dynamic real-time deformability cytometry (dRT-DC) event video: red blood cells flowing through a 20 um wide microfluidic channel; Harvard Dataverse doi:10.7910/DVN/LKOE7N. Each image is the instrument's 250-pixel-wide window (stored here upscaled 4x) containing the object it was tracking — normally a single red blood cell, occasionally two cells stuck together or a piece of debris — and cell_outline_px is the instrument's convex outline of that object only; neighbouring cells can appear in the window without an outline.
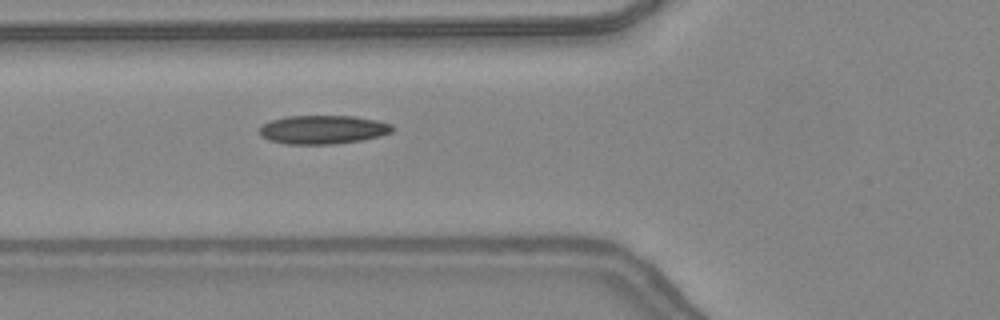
{"species": "common noctule bat (a hibernating species)", "species_latin": "Nyctalus noctula", "temperature_condition": "warm", "stored_images_in_passage": 43, "camera_frame_rate_fps": 3000, "um_per_image_px": 0.085, "animal": {"sex": "female", "body_mass_g": 24.6, "forearm_length_mm": 56.2}, "frame": {"image": 1, "passage_image": 14, "time_ms": 4.333, "image_size_px": [1000, 320], "cell_outline_px": [[396, 128], [392, 132], [380, 136], [360, 140], [332, 144], [284, 144], [268, 140], [260, 136], [260, 128], [264, 124], [272, 120], [288, 116], [356, 116], [376, 120], [392, 124]], "centroid_in_image_um": [27.47, 11.02], "position_along_channel_um": 98.3, "area_um2": 22.25}}
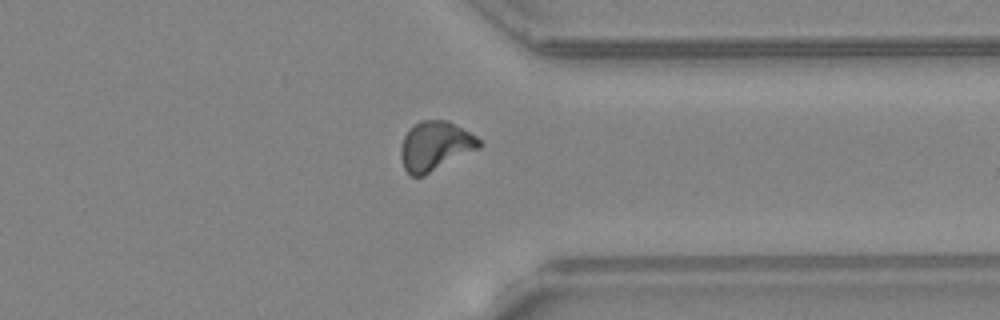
{"frame": {"image": 2, "passage_image": 33, "time_ms": 10.667, "image_size_px": [1000, 320], "cell_outline_px": [[484, 144], [480, 148], [424, 176], [412, 176], [404, 168], [400, 156], [400, 148], [404, 136], [420, 120], [448, 120], [476, 136]], "centroid_in_image_um": [37.01, 12.42], "position_along_channel_um": 374.4, "area_um2": 22.48}}
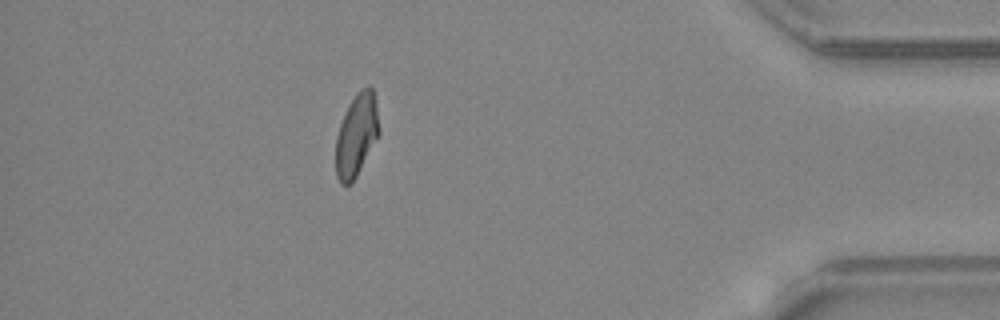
{"frame": {"image": 3, "passage_image": 38, "time_ms": 12.333, "image_size_px": [1000, 320], "cell_outline_px": [[380, 132], [352, 184], [340, 184], [336, 176], [336, 136], [340, 124], [348, 104], [356, 92], [368, 84], [372, 88], [376, 104], [380, 128]], "centroid_in_image_um": [30.3, 11.46], "position_along_channel_um": 404.9, "area_um2": 20.87}, "authors_computed_cell_mechanics": {"area_um2": 21.2704, "velocity_mm_per_s": 4.3933, "shape_relaxation_time_tau1_ms": null, "shape_relaxation_time_tau2_ms": 1.2094, "deformation_change_tau1": null, "deformation_change_tau2": 0.0676}}